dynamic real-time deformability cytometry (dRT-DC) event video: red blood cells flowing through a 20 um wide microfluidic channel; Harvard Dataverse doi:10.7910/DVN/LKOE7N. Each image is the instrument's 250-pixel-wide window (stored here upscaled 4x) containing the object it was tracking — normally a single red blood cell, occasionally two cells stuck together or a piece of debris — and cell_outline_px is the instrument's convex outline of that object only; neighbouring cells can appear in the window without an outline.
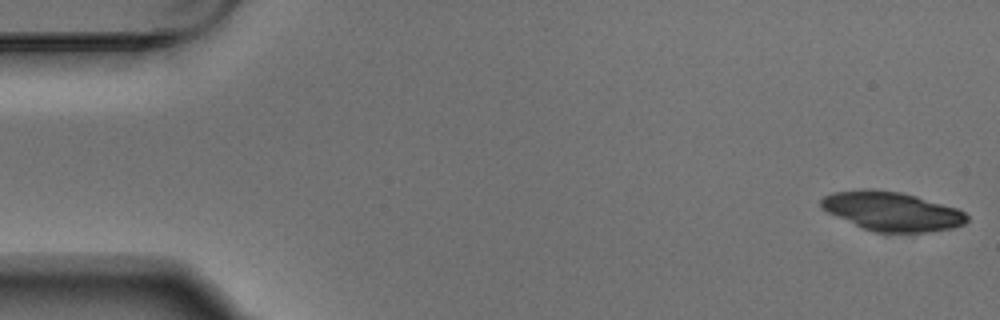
{"species": "Egyptian fruit bat (a non-hibernating species)", "species_latin": "Rousettus aegyptiacus", "temperature_condition": "warm", "stored_images_in_passage": 6, "camera_frame_rate_fps": 3000, "um_per_image_px": 0.085, "animal": {"sex": "male"}, "frame": {"image": 1, "passage_image": 1, "time_ms": 0.0, "image_size_px": [1000, 320], "cell_outline_px": [[968, 220], [964, 224], [952, 228], [928, 232], [876, 232], [864, 228], [836, 216], [820, 208], [820, 200], [824, 196], [832, 192], [860, 188], [872, 188], [900, 192], [916, 196], [956, 208], [964, 212], [968, 216]], "centroid_in_image_um": [75.78, 17.94], "position_along_channel_um": 9.2, "area_um2": 33.18}}